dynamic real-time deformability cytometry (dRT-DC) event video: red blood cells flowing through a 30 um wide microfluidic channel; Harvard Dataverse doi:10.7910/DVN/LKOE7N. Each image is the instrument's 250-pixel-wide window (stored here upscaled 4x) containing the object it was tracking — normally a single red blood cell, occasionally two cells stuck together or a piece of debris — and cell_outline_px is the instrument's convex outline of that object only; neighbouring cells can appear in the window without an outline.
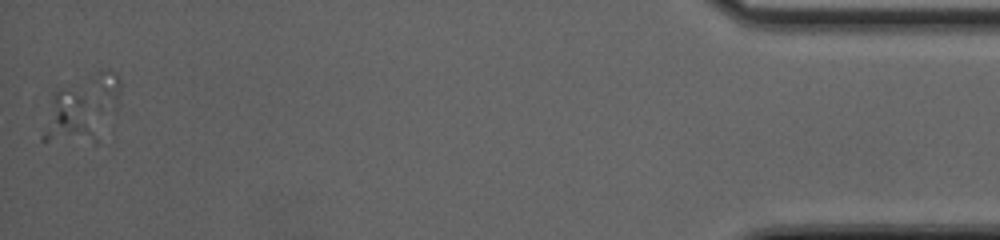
{"species": "common noctule bat (a hibernating species)", "species_latin": "Nyctalus noctula", "temperature_condition": "cold", "stored_images_in_passage": 46, "segment_of_instrument_passage": [2, 2], "camera_frame_rate_fps": 3000, "um_per_image_px": 0.085, "animal": {"sex": "female", "body_mass_g": 20.0, "forearm_length_mm": 54.0}, "frame": {"image": 1, "passage_image": 46, "time_ms": 15.0, "image_size_px": [1000, 240], "cell_outline_px": [[120, 92], [116, 108], [96, 144], [40, 140], [40, 136], [52, 96], [56, 92], [96, 72], [112, 72], [120, 76]], "centroid_in_image_um": [7.0, 9.31], "position_along_channel_um": 428.2, "area_um2": 29.48}}